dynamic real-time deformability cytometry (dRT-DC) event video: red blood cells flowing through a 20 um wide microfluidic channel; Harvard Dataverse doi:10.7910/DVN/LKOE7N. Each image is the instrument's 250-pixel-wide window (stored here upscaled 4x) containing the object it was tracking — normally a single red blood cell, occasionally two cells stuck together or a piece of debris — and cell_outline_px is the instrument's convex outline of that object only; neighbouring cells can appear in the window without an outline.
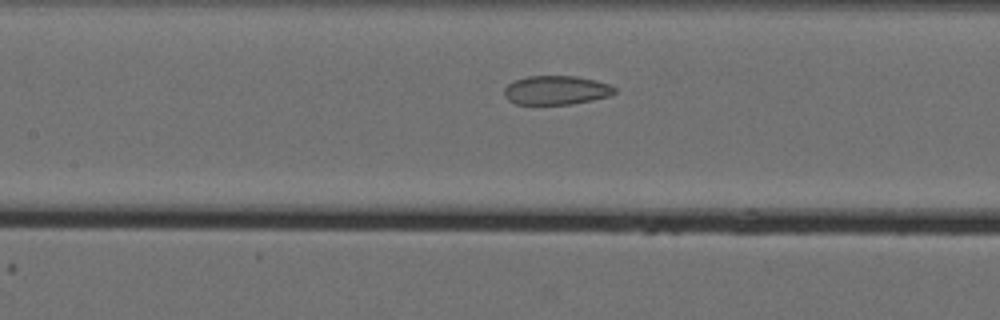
{"species": "Egyptian fruit bat (a non-hibernating species)", "species_latin": "Rousettus aegyptiacus", "temperature_condition": "cold", "stored_images_in_passage": 20, "camera_frame_rate_fps": 3000, "um_per_image_px": 0.085, "animal": {"sex": "female"}, "frame": {"image": 1, "passage_image": 19, "time_ms": 6.0, "image_size_px": [1000, 320], "cell_outline_px": [[616, 92], [608, 96], [592, 100], [572, 104], [516, 104], [508, 100], [504, 96], [504, 88], [508, 84], [516, 80], [528, 76], [576, 76], [596, 80], [608, 84], [616, 88]], "centroid_in_image_um": [47.27, 7.67], "position_along_channel_um": 160.1, "area_um2": 18.61}}